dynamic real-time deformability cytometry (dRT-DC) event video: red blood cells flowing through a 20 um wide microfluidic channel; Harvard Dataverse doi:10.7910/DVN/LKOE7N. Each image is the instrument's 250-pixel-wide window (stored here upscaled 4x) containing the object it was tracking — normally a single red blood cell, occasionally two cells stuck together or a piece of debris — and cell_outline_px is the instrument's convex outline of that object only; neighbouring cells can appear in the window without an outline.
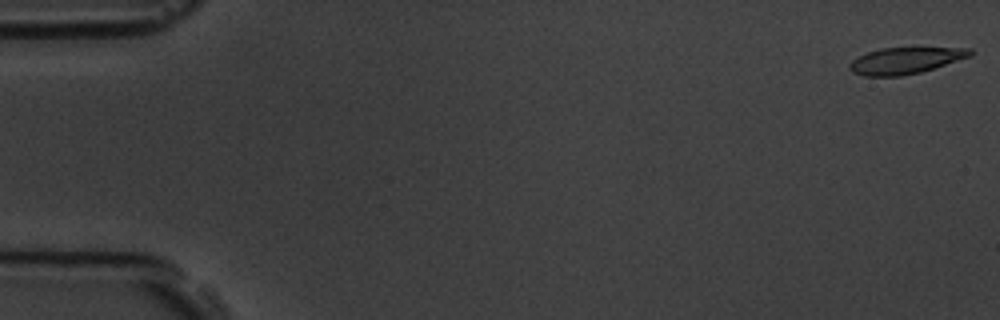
{"species": "common noctule bat (a hibernating species)", "species_latin": "Nyctalus noctula", "temperature_condition": "room temperature", "stored_images_in_passage": 6, "camera_frame_rate_fps": 3000, "um_per_image_px": 0.085, "animal": {"sex": "male", "body_mass_g": 19.5, "forearm_length_mm": 54.6}, "frame": {"image": 1, "passage_image": 1, "time_ms": 0.0, "image_size_px": [1000, 320], "cell_outline_px": [[972, 56], [920, 72], [900, 76], [864, 76], [852, 72], [848, 68], [848, 64], [852, 60], [868, 52], [880, 48], [972, 48]], "centroid_in_image_um": [76.93, 5.15], "position_along_channel_um": 8.1, "area_um2": 18.44}}